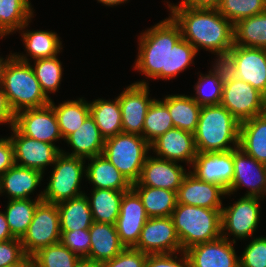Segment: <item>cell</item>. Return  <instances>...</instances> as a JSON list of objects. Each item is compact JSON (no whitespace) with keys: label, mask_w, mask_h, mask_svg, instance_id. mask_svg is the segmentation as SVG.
<instances>
[{"label":"cell","mask_w":266,"mask_h":267,"mask_svg":"<svg viewBox=\"0 0 266 267\" xmlns=\"http://www.w3.org/2000/svg\"><path fill=\"white\" fill-rule=\"evenodd\" d=\"M138 45L133 68L148 79L172 80L194 64L198 54L171 16L140 33Z\"/></svg>","instance_id":"6da1fadb"},{"label":"cell","mask_w":266,"mask_h":267,"mask_svg":"<svg viewBox=\"0 0 266 267\" xmlns=\"http://www.w3.org/2000/svg\"><path fill=\"white\" fill-rule=\"evenodd\" d=\"M169 15L180 26L182 38L198 52L204 49L222 61L234 45V25L218 9H195L167 2Z\"/></svg>","instance_id":"7a4b0ae2"},{"label":"cell","mask_w":266,"mask_h":267,"mask_svg":"<svg viewBox=\"0 0 266 267\" xmlns=\"http://www.w3.org/2000/svg\"><path fill=\"white\" fill-rule=\"evenodd\" d=\"M239 130L240 123L223 105L202 106L194 133L196 151L233 150L239 146Z\"/></svg>","instance_id":"3957f363"},{"label":"cell","mask_w":266,"mask_h":267,"mask_svg":"<svg viewBox=\"0 0 266 267\" xmlns=\"http://www.w3.org/2000/svg\"><path fill=\"white\" fill-rule=\"evenodd\" d=\"M171 218L183 251L222 236L221 210L177 203Z\"/></svg>","instance_id":"277c9868"},{"label":"cell","mask_w":266,"mask_h":267,"mask_svg":"<svg viewBox=\"0 0 266 267\" xmlns=\"http://www.w3.org/2000/svg\"><path fill=\"white\" fill-rule=\"evenodd\" d=\"M3 90L12 111L39 108L50 103L42 92L31 63L23 62L13 56L4 70Z\"/></svg>","instance_id":"5b68a950"},{"label":"cell","mask_w":266,"mask_h":267,"mask_svg":"<svg viewBox=\"0 0 266 267\" xmlns=\"http://www.w3.org/2000/svg\"><path fill=\"white\" fill-rule=\"evenodd\" d=\"M150 144L142 135L119 133L105 139L103 155L134 184L141 176Z\"/></svg>","instance_id":"8992f818"},{"label":"cell","mask_w":266,"mask_h":267,"mask_svg":"<svg viewBox=\"0 0 266 267\" xmlns=\"http://www.w3.org/2000/svg\"><path fill=\"white\" fill-rule=\"evenodd\" d=\"M85 162L84 158L61 152L52 166L51 176L43 190V201L59 204L84 194L80 184L85 177Z\"/></svg>","instance_id":"52a82bcc"},{"label":"cell","mask_w":266,"mask_h":267,"mask_svg":"<svg viewBox=\"0 0 266 267\" xmlns=\"http://www.w3.org/2000/svg\"><path fill=\"white\" fill-rule=\"evenodd\" d=\"M263 198L243 195L233 204L222 207V237L236 243L252 238L260 223V202ZM233 236L232 240L230 237ZM250 237V238H249Z\"/></svg>","instance_id":"ba28073f"},{"label":"cell","mask_w":266,"mask_h":267,"mask_svg":"<svg viewBox=\"0 0 266 267\" xmlns=\"http://www.w3.org/2000/svg\"><path fill=\"white\" fill-rule=\"evenodd\" d=\"M221 105L239 123L266 113L265 96L249 83L232 76L226 71Z\"/></svg>","instance_id":"9c48e42d"},{"label":"cell","mask_w":266,"mask_h":267,"mask_svg":"<svg viewBox=\"0 0 266 267\" xmlns=\"http://www.w3.org/2000/svg\"><path fill=\"white\" fill-rule=\"evenodd\" d=\"M221 62L232 76L266 96V49L234 44Z\"/></svg>","instance_id":"30bf717a"},{"label":"cell","mask_w":266,"mask_h":267,"mask_svg":"<svg viewBox=\"0 0 266 267\" xmlns=\"http://www.w3.org/2000/svg\"><path fill=\"white\" fill-rule=\"evenodd\" d=\"M60 239V216L57 204L41 201L34 211L26 233L20 239L24 252L32 256L43 247L59 243Z\"/></svg>","instance_id":"8fae6325"},{"label":"cell","mask_w":266,"mask_h":267,"mask_svg":"<svg viewBox=\"0 0 266 267\" xmlns=\"http://www.w3.org/2000/svg\"><path fill=\"white\" fill-rule=\"evenodd\" d=\"M149 82L144 79L127 86L118 100L122 114V132L143 136L147 110L155 98L149 97Z\"/></svg>","instance_id":"7c38bea8"},{"label":"cell","mask_w":266,"mask_h":267,"mask_svg":"<svg viewBox=\"0 0 266 267\" xmlns=\"http://www.w3.org/2000/svg\"><path fill=\"white\" fill-rule=\"evenodd\" d=\"M11 131L9 137L13 144L16 165L35 169L42 174L47 166H53L61 153L60 147L22 135L14 126Z\"/></svg>","instance_id":"4fadbf2b"},{"label":"cell","mask_w":266,"mask_h":267,"mask_svg":"<svg viewBox=\"0 0 266 267\" xmlns=\"http://www.w3.org/2000/svg\"><path fill=\"white\" fill-rule=\"evenodd\" d=\"M14 127L22 135L53 145L56 141L63 139L56 114L50 103L43 107L17 112Z\"/></svg>","instance_id":"5bb4252c"},{"label":"cell","mask_w":266,"mask_h":267,"mask_svg":"<svg viewBox=\"0 0 266 267\" xmlns=\"http://www.w3.org/2000/svg\"><path fill=\"white\" fill-rule=\"evenodd\" d=\"M234 176L227 189L226 197L243 187L248 188L245 196L266 197V165L259 163L241 148L233 149Z\"/></svg>","instance_id":"9a60e30c"},{"label":"cell","mask_w":266,"mask_h":267,"mask_svg":"<svg viewBox=\"0 0 266 267\" xmlns=\"http://www.w3.org/2000/svg\"><path fill=\"white\" fill-rule=\"evenodd\" d=\"M134 248L147 254L183 251L171 216L149 218Z\"/></svg>","instance_id":"2e32d148"},{"label":"cell","mask_w":266,"mask_h":267,"mask_svg":"<svg viewBox=\"0 0 266 267\" xmlns=\"http://www.w3.org/2000/svg\"><path fill=\"white\" fill-rule=\"evenodd\" d=\"M148 219L149 216L138 193L133 188L125 191L115 224L125 248H134L137 245L141 230Z\"/></svg>","instance_id":"e0dca14e"},{"label":"cell","mask_w":266,"mask_h":267,"mask_svg":"<svg viewBox=\"0 0 266 267\" xmlns=\"http://www.w3.org/2000/svg\"><path fill=\"white\" fill-rule=\"evenodd\" d=\"M233 166V150L197 152L190 172L204 182L221 186L227 193L233 181Z\"/></svg>","instance_id":"ac0fdd59"},{"label":"cell","mask_w":266,"mask_h":267,"mask_svg":"<svg viewBox=\"0 0 266 267\" xmlns=\"http://www.w3.org/2000/svg\"><path fill=\"white\" fill-rule=\"evenodd\" d=\"M234 242L219 237L218 239L195 244L185 250L190 267H240Z\"/></svg>","instance_id":"d6986e66"},{"label":"cell","mask_w":266,"mask_h":267,"mask_svg":"<svg viewBox=\"0 0 266 267\" xmlns=\"http://www.w3.org/2000/svg\"><path fill=\"white\" fill-rule=\"evenodd\" d=\"M150 150L156 157L192 166L197 151L194 134L173 127L150 143Z\"/></svg>","instance_id":"ffe728a7"},{"label":"cell","mask_w":266,"mask_h":267,"mask_svg":"<svg viewBox=\"0 0 266 267\" xmlns=\"http://www.w3.org/2000/svg\"><path fill=\"white\" fill-rule=\"evenodd\" d=\"M177 203L222 210L226 191L219 185L204 182L188 171L176 192Z\"/></svg>","instance_id":"44dd1931"},{"label":"cell","mask_w":266,"mask_h":267,"mask_svg":"<svg viewBox=\"0 0 266 267\" xmlns=\"http://www.w3.org/2000/svg\"><path fill=\"white\" fill-rule=\"evenodd\" d=\"M187 171L179 162L148 155L138 182L142 186L177 192Z\"/></svg>","instance_id":"7402d4cb"},{"label":"cell","mask_w":266,"mask_h":267,"mask_svg":"<svg viewBox=\"0 0 266 267\" xmlns=\"http://www.w3.org/2000/svg\"><path fill=\"white\" fill-rule=\"evenodd\" d=\"M28 21L24 26L19 30L21 33V39L23 41V46L25 47L26 54L24 53H13L14 56L23 62L32 63V60L43 59L48 57H53L62 52V41L56 32L47 31V30H28L29 23ZM21 31V32H20ZM30 58H27V57Z\"/></svg>","instance_id":"603a6c76"},{"label":"cell","mask_w":266,"mask_h":267,"mask_svg":"<svg viewBox=\"0 0 266 267\" xmlns=\"http://www.w3.org/2000/svg\"><path fill=\"white\" fill-rule=\"evenodd\" d=\"M43 178L40 171L14 164L0 176V195L6 193L8 200L30 199Z\"/></svg>","instance_id":"cb8c5ba5"},{"label":"cell","mask_w":266,"mask_h":267,"mask_svg":"<svg viewBox=\"0 0 266 267\" xmlns=\"http://www.w3.org/2000/svg\"><path fill=\"white\" fill-rule=\"evenodd\" d=\"M85 160H88L85 178L88 183L91 182L93 188L117 191H128L132 188V184L103 154Z\"/></svg>","instance_id":"d4e9b609"},{"label":"cell","mask_w":266,"mask_h":267,"mask_svg":"<svg viewBox=\"0 0 266 267\" xmlns=\"http://www.w3.org/2000/svg\"><path fill=\"white\" fill-rule=\"evenodd\" d=\"M89 234L91 244L87 259L94 263L112 260L125 248L114 224L93 222Z\"/></svg>","instance_id":"484cf974"},{"label":"cell","mask_w":266,"mask_h":267,"mask_svg":"<svg viewBox=\"0 0 266 267\" xmlns=\"http://www.w3.org/2000/svg\"><path fill=\"white\" fill-rule=\"evenodd\" d=\"M64 141L72 148V153L61 150L66 155L87 159L103 154L105 138L101 135L91 115Z\"/></svg>","instance_id":"4316f807"},{"label":"cell","mask_w":266,"mask_h":267,"mask_svg":"<svg viewBox=\"0 0 266 267\" xmlns=\"http://www.w3.org/2000/svg\"><path fill=\"white\" fill-rule=\"evenodd\" d=\"M238 147L266 165V113L240 123Z\"/></svg>","instance_id":"83f0119b"},{"label":"cell","mask_w":266,"mask_h":267,"mask_svg":"<svg viewBox=\"0 0 266 267\" xmlns=\"http://www.w3.org/2000/svg\"><path fill=\"white\" fill-rule=\"evenodd\" d=\"M214 63V64H213ZM207 74L200 73L194 86L193 100L202 106L219 105L222 100L224 78L227 67L221 61H214Z\"/></svg>","instance_id":"f1b7e54d"},{"label":"cell","mask_w":266,"mask_h":267,"mask_svg":"<svg viewBox=\"0 0 266 267\" xmlns=\"http://www.w3.org/2000/svg\"><path fill=\"white\" fill-rule=\"evenodd\" d=\"M161 101L167 106L173 125L183 131L195 133L201 106L185 94L166 95Z\"/></svg>","instance_id":"f546056e"},{"label":"cell","mask_w":266,"mask_h":267,"mask_svg":"<svg viewBox=\"0 0 266 267\" xmlns=\"http://www.w3.org/2000/svg\"><path fill=\"white\" fill-rule=\"evenodd\" d=\"M61 231L89 229L93 218L87 194L57 204Z\"/></svg>","instance_id":"4dcf8cb0"},{"label":"cell","mask_w":266,"mask_h":267,"mask_svg":"<svg viewBox=\"0 0 266 267\" xmlns=\"http://www.w3.org/2000/svg\"><path fill=\"white\" fill-rule=\"evenodd\" d=\"M132 188L140 196L149 218L169 217L172 215L177 204L175 191L142 186L139 182L132 184Z\"/></svg>","instance_id":"1f68e13d"},{"label":"cell","mask_w":266,"mask_h":267,"mask_svg":"<svg viewBox=\"0 0 266 267\" xmlns=\"http://www.w3.org/2000/svg\"><path fill=\"white\" fill-rule=\"evenodd\" d=\"M89 106L90 115L105 139L122 133V114L118 96L114 100L95 99Z\"/></svg>","instance_id":"d6a6232c"},{"label":"cell","mask_w":266,"mask_h":267,"mask_svg":"<svg viewBox=\"0 0 266 267\" xmlns=\"http://www.w3.org/2000/svg\"><path fill=\"white\" fill-rule=\"evenodd\" d=\"M91 190V195L87 197L93 221L115 225L120 212L122 196L125 191L95 188Z\"/></svg>","instance_id":"836d02e7"},{"label":"cell","mask_w":266,"mask_h":267,"mask_svg":"<svg viewBox=\"0 0 266 267\" xmlns=\"http://www.w3.org/2000/svg\"><path fill=\"white\" fill-rule=\"evenodd\" d=\"M50 104L56 114L63 140L75 132L90 115L89 102L83 97L76 100H67L58 105H55L51 99Z\"/></svg>","instance_id":"e575fe53"},{"label":"cell","mask_w":266,"mask_h":267,"mask_svg":"<svg viewBox=\"0 0 266 267\" xmlns=\"http://www.w3.org/2000/svg\"><path fill=\"white\" fill-rule=\"evenodd\" d=\"M43 201V191L32 199H12L7 201L4 214L11 234L21 239L29 227L37 205Z\"/></svg>","instance_id":"d590c367"},{"label":"cell","mask_w":266,"mask_h":267,"mask_svg":"<svg viewBox=\"0 0 266 267\" xmlns=\"http://www.w3.org/2000/svg\"><path fill=\"white\" fill-rule=\"evenodd\" d=\"M33 13L29 0H0V39L18 32L32 20Z\"/></svg>","instance_id":"8d00e7d4"},{"label":"cell","mask_w":266,"mask_h":267,"mask_svg":"<svg viewBox=\"0 0 266 267\" xmlns=\"http://www.w3.org/2000/svg\"><path fill=\"white\" fill-rule=\"evenodd\" d=\"M234 44L266 49V11L234 24Z\"/></svg>","instance_id":"74e56055"},{"label":"cell","mask_w":266,"mask_h":267,"mask_svg":"<svg viewBox=\"0 0 266 267\" xmlns=\"http://www.w3.org/2000/svg\"><path fill=\"white\" fill-rule=\"evenodd\" d=\"M34 65L31 67L35 73L37 80L39 81L42 92L45 96L51 100L49 97L50 93L53 94L58 92L62 76L63 68L58 55L43 59L34 60Z\"/></svg>","instance_id":"f35d334b"},{"label":"cell","mask_w":266,"mask_h":267,"mask_svg":"<svg viewBox=\"0 0 266 267\" xmlns=\"http://www.w3.org/2000/svg\"><path fill=\"white\" fill-rule=\"evenodd\" d=\"M173 127V121L167 106L161 100L154 99L144 120L143 137L145 140L150 144Z\"/></svg>","instance_id":"ab89813d"},{"label":"cell","mask_w":266,"mask_h":267,"mask_svg":"<svg viewBox=\"0 0 266 267\" xmlns=\"http://www.w3.org/2000/svg\"><path fill=\"white\" fill-rule=\"evenodd\" d=\"M32 258L34 267H75L81 259L61 242L41 248Z\"/></svg>","instance_id":"60d3db41"},{"label":"cell","mask_w":266,"mask_h":267,"mask_svg":"<svg viewBox=\"0 0 266 267\" xmlns=\"http://www.w3.org/2000/svg\"><path fill=\"white\" fill-rule=\"evenodd\" d=\"M218 11L234 25L243 18L266 11V0H222Z\"/></svg>","instance_id":"b9f144b4"},{"label":"cell","mask_w":266,"mask_h":267,"mask_svg":"<svg viewBox=\"0 0 266 267\" xmlns=\"http://www.w3.org/2000/svg\"><path fill=\"white\" fill-rule=\"evenodd\" d=\"M251 239L239 256L240 267H266V236Z\"/></svg>","instance_id":"7bdbcfd3"},{"label":"cell","mask_w":266,"mask_h":267,"mask_svg":"<svg viewBox=\"0 0 266 267\" xmlns=\"http://www.w3.org/2000/svg\"><path fill=\"white\" fill-rule=\"evenodd\" d=\"M60 242L80 258H88L90 252L89 229L61 231Z\"/></svg>","instance_id":"ee69618b"},{"label":"cell","mask_w":266,"mask_h":267,"mask_svg":"<svg viewBox=\"0 0 266 267\" xmlns=\"http://www.w3.org/2000/svg\"><path fill=\"white\" fill-rule=\"evenodd\" d=\"M147 255L135 248H124L112 260L99 264V267H145Z\"/></svg>","instance_id":"f6af8a7d"},{"label":"cell","mask_w":266,"mask_h":267,"mask_svg":"<svg viewBox=\"0 0 266 267\" xmlns=\"http://www.w3.org/2000/svg\"><path fill=\"white\" fill-rule=\"evenodd\" d=\"M178 253L181 254L180 258L177 257ZM145 267H190V261L185 251L148 254Z\"/></svg>","instance_id":"bcb514c9"},{"label":"cell","mask_w":266,"mask_h":267,"mask_svg":"<svg viewBox=\"0 0 266 267\" xmlns=\"http://www.w3.org/2000/svg\"><path fill=\"white\" fill-rule=\"evenodd\" d=\"M26 256L22 242L18 238L0 242V267L20 262Z\"/></svg>","instance_id":"7dc6e473"},{"label":"cell","mask_w":266,"mask_h":267,"mask_svg":"<svg viewBox=\"0 0 266 267\" xmlns=\"http://www.w3.org/2000/svg\"><path fill=\"white\" fill-rule=\"evenodd\" d=\"M15 164L14 148L10 137L0 138V176Z\"/></svg>","instance_id":"c3c4849f"},{"label":"cell","mask_w":266,"mask_h":267,"mask_svg":"<svg viewBox=\"0 0 266 267\" xmlns=\"http://www.w3.org/2000/svg\"><path fill=\"white\" fill-rule=\"evenodd\" d=\"M15 113L10 108L3 87H0V124H8L11 128L14 126Z\"/></svg>","instance_id":"681fc988"},{"label":"cell","mask_w":266,"mask_h":267,"mask_svg":"<svg viewBox=\"0 0 266 267\" xmlns=\"http://www.w3.org/2000/svg\"><path fill=\"white\" fill-rule=\"evenodd\" d=\"M222 0H181L179 4L195 9H218Z\"/></svg>","instance_id":"f907efd6"},{"label":"cell","mask_w":266,"mask_h":267,"mask_svg":"<svg viewBox=\"0 0 266 267\" xmlns=\"http://www.w3.org/2000/svg\"><path fill=\"white\" fill-rule=\"evenodd\" d=\"M14 237L11 234L6 216L3 211H0V242L8 241Z\"/></svg>","instance_id":"816d5d0a"},{"label":"cell","mask_w":266,"mask_h":267,"mask_svg":"<svg viewBox=\"0 0 266 267\" xmlns=\"http://www.w3.org/2000/svg\"><path fill=\"white\" fill-rule=\"evenodd\" d=\"M14 56L13 53H10L6 56V59L0 56V87L3 85L4 70L8 61Z\"/></svg>","instance_id":"f5cc1de1"},{"label":"cell","mask_w":266,"mask_h":267,"mask_svg":"<svg viewBox=\"0 0 266 267\" xmlns=\"http://www.w3.org/2000/svg\"><path fill=\"white\" fill-rule=\"evenodd\" d=\"M6 267H34L33 258L26 255L20 262Z\"/></svg>","instance_id":"db71d44e"},{"label":"cell","mask_w":266,"mask_h":267,"mask_svg":"<svg viewBox=\"0 0 266 267\" xmlns=\"http://www.w3.org/2000/svg\"><path fill=\"white\" fill-rule=\"evenodd\" d=\"M75 267H99V264L94 263L91 260H88L86 258H81L77 264L75 265Z\"/></svg>","instance_id":"11a10c76"},{"label":"cell","mask_w":266,"mask_h":267,"mask_svg":"<svg viewBox=\"0 0 266 267\" xmlns=\"http://www.w3.org/2000/svg\"><path fill=\"white\" fill-rule=\"evenodd\" d=\"M98 3H102L105 6L108 7H113V6H117L120 5L122 3H128L127 0H97Z\"/></svg>","instance_id":"9f6ffc18"}]
</instances>
